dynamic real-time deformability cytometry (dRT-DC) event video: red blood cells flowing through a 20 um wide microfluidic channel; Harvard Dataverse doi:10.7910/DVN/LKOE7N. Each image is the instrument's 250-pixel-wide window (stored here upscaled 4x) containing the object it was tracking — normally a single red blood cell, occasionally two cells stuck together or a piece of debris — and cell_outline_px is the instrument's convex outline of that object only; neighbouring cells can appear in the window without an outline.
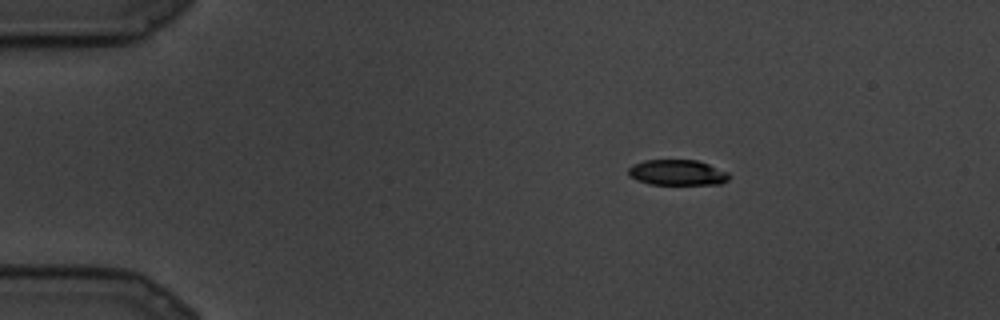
{"species": "common noctule bat (a hibernating species)", "species_latin": "Nyctalus noctula", "temperature_condition": "cold", "stored_images_in_passage": 25, "camera_frame_rate_fps": 3000, "um_per_image_px": 0.085, "animal": {"sex": "male", "body_mass_g": 19.5, "forearm_length_mm": 54.6}, "frame": {"image": 1, "passage_image": 4, "time_ms": 1.0, "image_size_px": [1000, 320], "cell_outline_px": [[728, 180], [720, 184], [652, 184], [636, 180], [628, 176], [628, 168], [632, 164], [644, 160], [696, 160], [708, 164], [728, 172]], "centroid_in_image_um": [57.53, 14.66], "position_along_channel_um": 27.5, "area_um2": 14.97}}
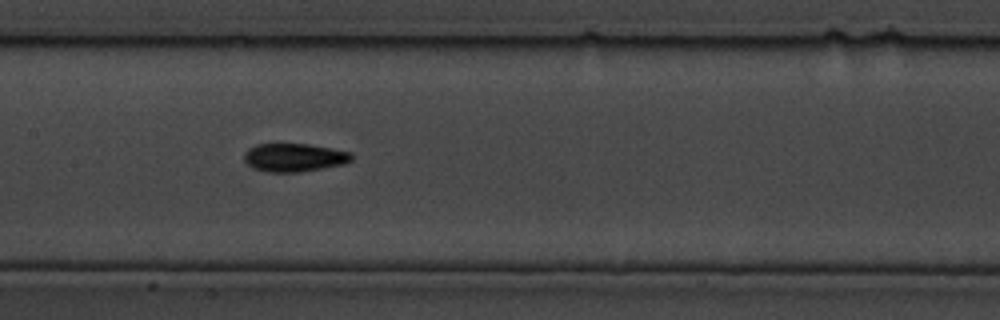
{"frame": {"image": 2, "passage_image": 13, "time_ms": 4.0, "image_size_px": [1000, 320], "cell_outline_px": [[352, 160], [344, 164], [300, 172], [264, 172], [252, 168], [244, 160], [244, 152], [248, 148], [256, 144], [308, 144], [352, 152]], "centroid_in_image_um": [24.98, 13.39], "position_along_channel_um": 182.4, "area_um2": 17.8}}
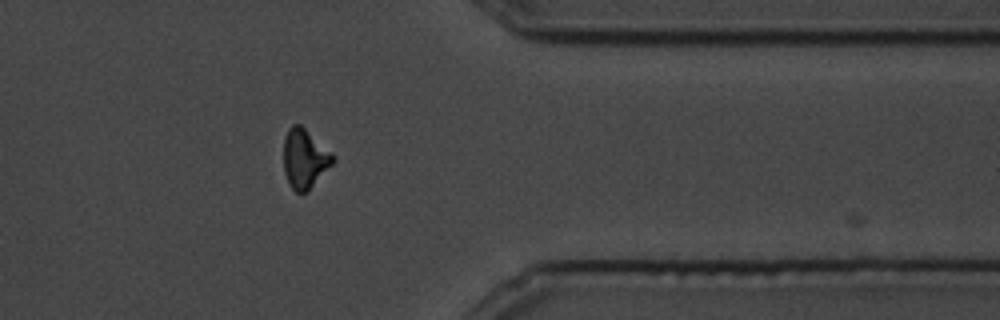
{"frame": {"image": 3, "passage_image": 21, "time_ms": 6.667, "image_size_px": [1000, 320], "cell_outline_px": [[336, 160], [308, 192], [296, 192], [288, 184], [284, 172], [284, 140], [288, 128], [292, 124], [300, 124], [332, 152]], "centroid_in_image_um": [25.9, 13.49], "position_along_channel_um": 385.5, "area_um2": 17.17}}